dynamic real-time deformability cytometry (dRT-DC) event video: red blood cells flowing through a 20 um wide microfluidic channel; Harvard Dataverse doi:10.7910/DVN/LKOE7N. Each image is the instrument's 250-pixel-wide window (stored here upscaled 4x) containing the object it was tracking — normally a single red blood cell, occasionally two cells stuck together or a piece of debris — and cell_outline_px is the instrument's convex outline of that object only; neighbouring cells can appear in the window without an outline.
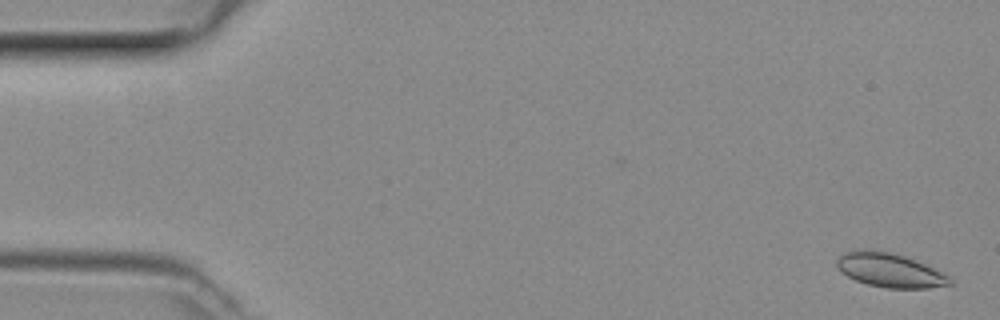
{"species": "common noctule bat (a hibernating species)", "species_latin": "Nyctalus noctula", "temperature_condition": "room temperature", "stored_images_in_passage": 49, "camera_frame_rate_fps": 3000, "um_per_image_px": 0.085, "animal": {"sex": "female", "body_mass_g": 29.2, "forearm_length_mm": 56.3}, "frame": {"image": 1, "passage_image": 2, "time_ms": 0.333, "image_size_px": [1000, 320], "cell_outline_px": [[952, 284], [928, 288], [888, 288], [868, 284], [856, 280], [840, 272], [836, 268], [836, 260], [844, 252], [888, 252], [904, 256], [916, 260], [948, 276], [952, 280]], "centroid_in_image_um": [75.64, 23.01], "position_along_channel_um": 9.4, "area_um2": 21.68}}
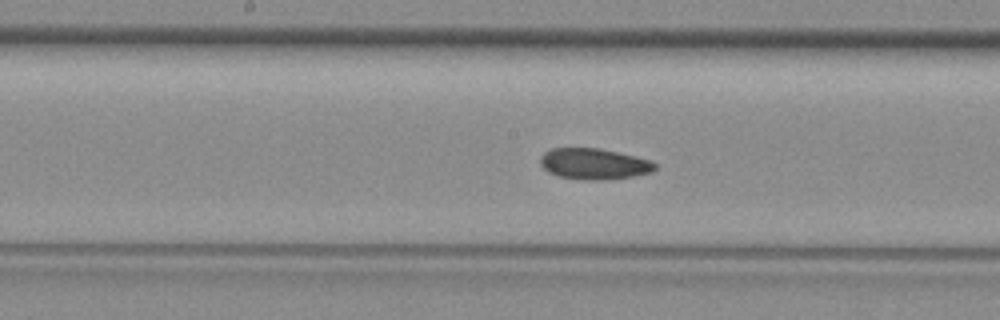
{"frame": {"image": 2, "passage_image": 25, "time_ms": 8.0, "image_size_px": [1000, 320], "cell_outline_px": [[656, 168], [652, 172], [632, 176], [604, 180], [584, 180], [560, 176], [548, 172], [540, 164], [540, 156], [544, 152], [552, 148], [600, 148], [636, 156], [652, 160], [656, 164]], "centroid_in_image_um": [50.5, 13.92], "position_along_channel_um": 197.7, "area_um2": 20.81}}
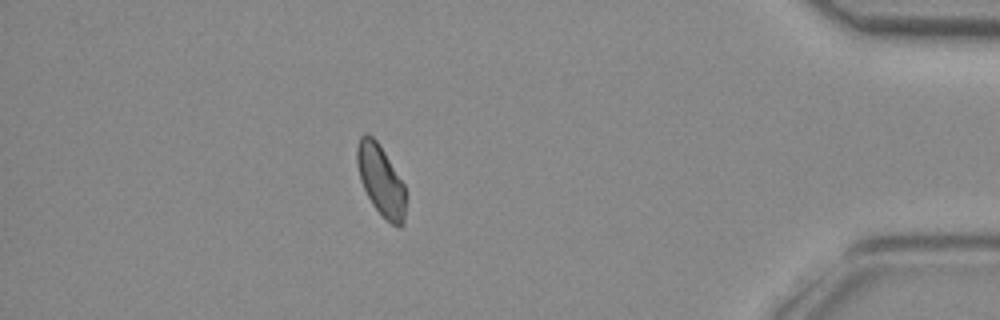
{"frame": {"image": 3, "passage_image": 43, "time_ms": 14.0, "image_size_px": [1000, 320], "cell_outline_px": [[404, 224], [400, 228], [392, 224], [372, 204], [360, 180], [356, 164], [356, 148], [360, 136], [364, 132], [368, 132], [376, 140], [384, 152], [404, 184]], "centroid_in_image_um": [32.33, 15.28], "position_along_channel_um": 402.9, "area_um2": 19.77}}